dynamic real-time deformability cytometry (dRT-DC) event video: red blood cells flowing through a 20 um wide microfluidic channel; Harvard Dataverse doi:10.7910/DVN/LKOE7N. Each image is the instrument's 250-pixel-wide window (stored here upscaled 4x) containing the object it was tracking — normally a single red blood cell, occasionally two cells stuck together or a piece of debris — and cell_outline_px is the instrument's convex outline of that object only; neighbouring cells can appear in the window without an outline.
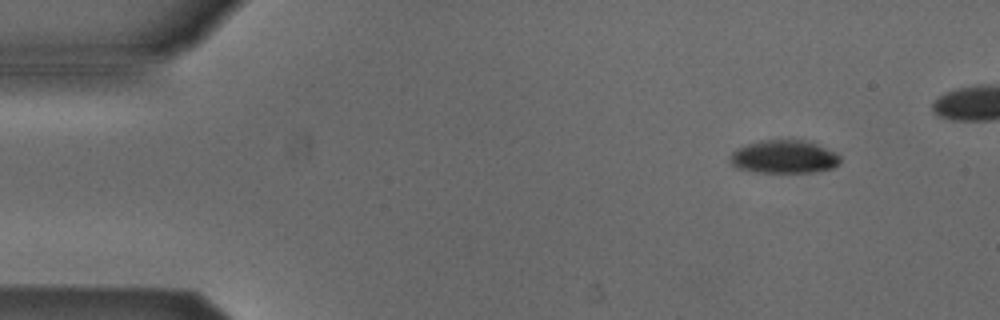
{"species": "Egyptian fruit bat (a non-hibernating species)", "species_latin": "Rousettus aegyptiacus", "temperature_condition": "cold", "stored_images_in_passage": 3, "segment_of_instrument_passage": [2, 2], "camera_frame_rate_fps": 3000, "um_per_image_px": 0.085, "animal": {"sex": "male"}, "frame": {"image": 1, "passage_image": 3, "time_ms": 0.667, "image_size_px": [1000, 320], "cell_outline_px": [[840, 164], [832, 168], [820, 172], [752, 172], [736, 168], [728, 160], [732, 152], [736, 148], [748, 144], [764, 140], [812, 140], [836, 152], [840, 156]], "centroid_in_image_um": [66.68, 13.33], "position_along_channel_um": 18.3, "area_um2": 21.73}}